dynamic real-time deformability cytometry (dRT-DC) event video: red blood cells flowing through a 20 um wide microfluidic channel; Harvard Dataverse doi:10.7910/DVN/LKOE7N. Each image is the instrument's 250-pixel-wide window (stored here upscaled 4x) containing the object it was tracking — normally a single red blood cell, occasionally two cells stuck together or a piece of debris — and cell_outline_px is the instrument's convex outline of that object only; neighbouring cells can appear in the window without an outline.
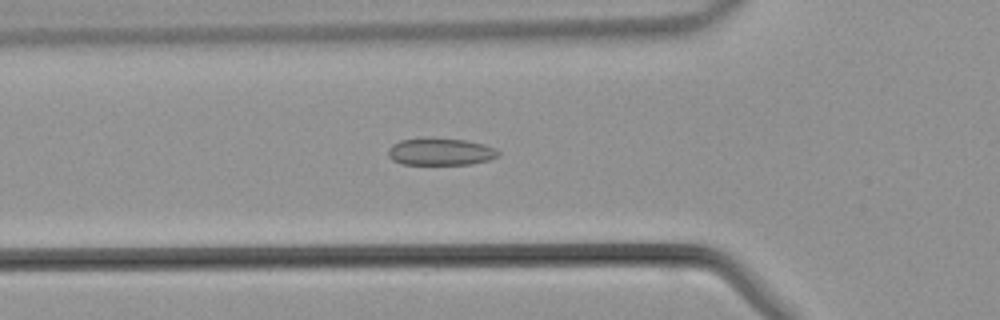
{"species": "common noctule bat (a hibernating species)", "species_latin": "Nyctalus noctula", "temperature_condition": "warm", "stored_images_in_passage": 34, "camera_frame_rate_fps": 3000, "um_per_image_px": 0.085, "animal": {"sex": "male", "body_mass_g": 21.5, "forearm_length_mm": 52.0}, "frame": {"image": 1, "passage_image": 5, "time_ms": 1.333, "image_size_px": [1000, 320], "cell_outline_px": [[500, 156], [488, 160], [472, 164], [400, 164], [392, 160], [388, 156], [388, 148], [392, 144], [400, 140], [464, 140], [484, 144], [496, 148], [500, 152]], "centroid_in_image_um": [37.47, 12.93], "position_along_channel_um": 88.3, "area_um2": 16.99}}
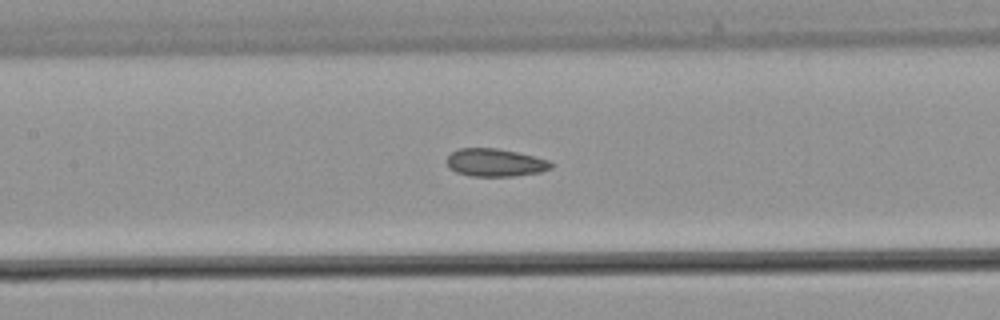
{"frame": {"image": 2, "passage_image": 10, "time_ms": 3.0, "image_size_px": [1000, 320], "cell_outline_px": [[552, 168], [540, 172], [512, 176], [468, 176], [456, 172], [448, 164], [448, 156], [452, 152], [460, 148], [496, 148], [516, 152], [548, 160], [552, 164]], "centroid_in_image_um": [42.09, 13.82], "position_along_channel_um": 165.3, "area_um2": 16.65}}
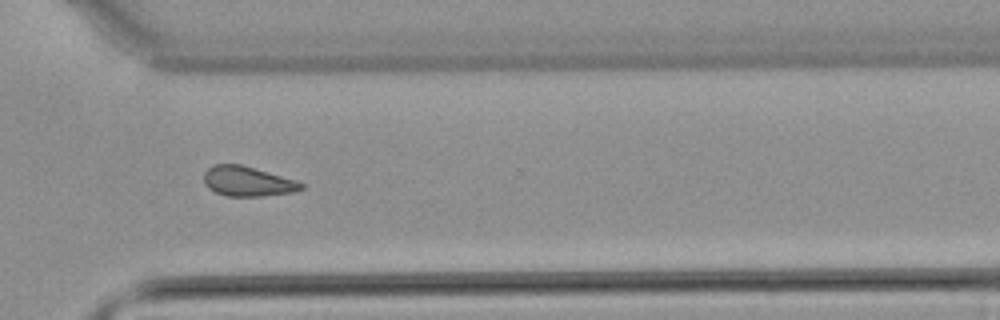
{"frame": {"image": 3, "passage_image": 22, "time_ms": 7.0, "image_size_px": [1000, 320], "cell_outline_px": [[304, 188], [292, 192], [260, 196], [224, 196], [208, 188], [204, 184], [204, 172], [212, 164], [240, 164], [296, 180], [304, 184]], "centroid_in_image_um": [21.01, 15.41], "position_along_channel_um": 349.6, "area_um2": 16.88}}